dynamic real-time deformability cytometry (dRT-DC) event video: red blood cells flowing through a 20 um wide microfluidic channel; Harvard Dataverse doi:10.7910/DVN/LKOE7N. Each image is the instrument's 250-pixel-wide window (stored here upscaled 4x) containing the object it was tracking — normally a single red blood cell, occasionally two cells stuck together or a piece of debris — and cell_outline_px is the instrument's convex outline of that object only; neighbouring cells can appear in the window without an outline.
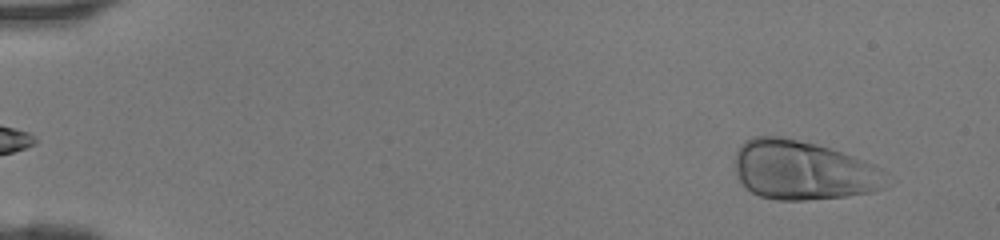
{"species": "human", "species_latin": "Homo sapiens", "temperature_condition": "room temperature", "stored_images_in_passage": 46, "camera_frame_rate_fps": 3000, "um_per_image_px": 0.085, "donor": {"sex": "female"}, "frame": {"image": 1, "passage_image": 4, "time_ms": 1.0, "image_size_px": [1000, 240], "cell_outline_px": [[896, 180], [892, 184], [884, 188], [872, 192], [844, 196], [804, 200], [776, 200], [760, 196], [752, 192], [740, 180], [736, 172], [736, 152], [740, 144], [744, 140], [756, 136], [780, 136], [816, 144], [852, 156], [884, 168]], "centroid_in_image_um": [68.37, 14.48], "position_along_channel_um": 16.6, "area_um2": 52.83}}
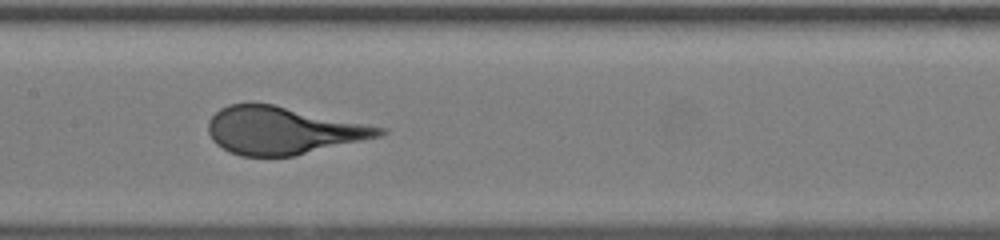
{"frame": {"image": 2, "passage_image": 24, "time_ms": 7.667, "image_size_px": [1000, 240], "cell_outline_px": [[388, 132], [380, 136], [292, 156], [240, 156], [228, 152], [216, 144], [212, 140], [208, 132], [208, 120], [220, 108], [228, 104], [272, 104], [388, 128]], "centroid_in_image_um": [24.02, 11.09], "position_along_channel_um": 183.4, "area_um2": 47.11}}
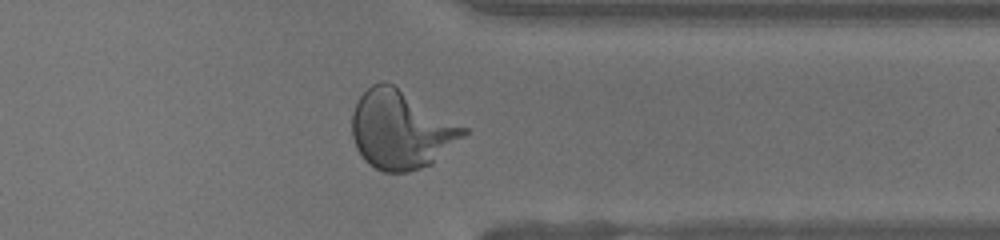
{"frame": {"image": 3, "passage_image": 37, "time_ms": 12.0, "image_size_px": [1000, 240], "cell_outline_px": [[468, 132], [464, 136], [432, 164], [408, 172], [384, 172], [368, 164], [364, 160], [356, 148], [352, 136], [352, 112], [356, 100], [372, 84], [380, 80], [384, 80], [392, 84], [468, 128]], "centroid_in_image_um": [34.06, 11.03], "position_along_channel_um": 377.3, "area_um2": 50.92}}